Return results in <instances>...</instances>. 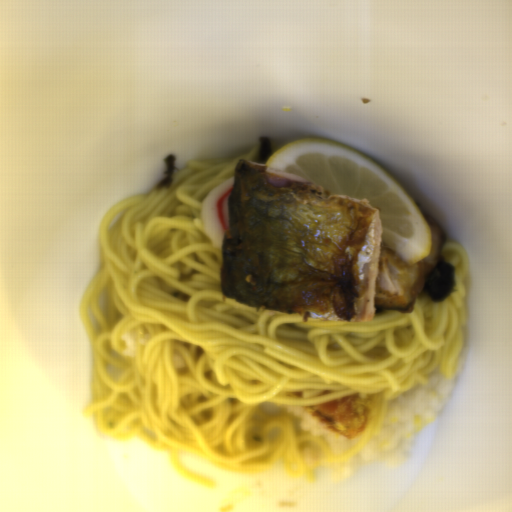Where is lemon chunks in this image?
Returning a JSON list of instances; mask_svg holds the SVG:
<instances>
[{
  "label": "lemon chunks",
  "instance_id": "obj_1",
  "mask_svg": "<svg viewBox=\"0 0 512 512\" xmlns=\"http://www.w3.org/2000/svg\"><path fill=\"white\" fill-rule=\"evenodd\" d=\"M266 166L284 171L329 194L367 199L378 209L383 242L409 266L429 255L433 233L400 182L371 157L324 137H302L273 154Z\"/></svg>",
  "mask_w": 512,
  "mask_h": 512
}]
</instances>
